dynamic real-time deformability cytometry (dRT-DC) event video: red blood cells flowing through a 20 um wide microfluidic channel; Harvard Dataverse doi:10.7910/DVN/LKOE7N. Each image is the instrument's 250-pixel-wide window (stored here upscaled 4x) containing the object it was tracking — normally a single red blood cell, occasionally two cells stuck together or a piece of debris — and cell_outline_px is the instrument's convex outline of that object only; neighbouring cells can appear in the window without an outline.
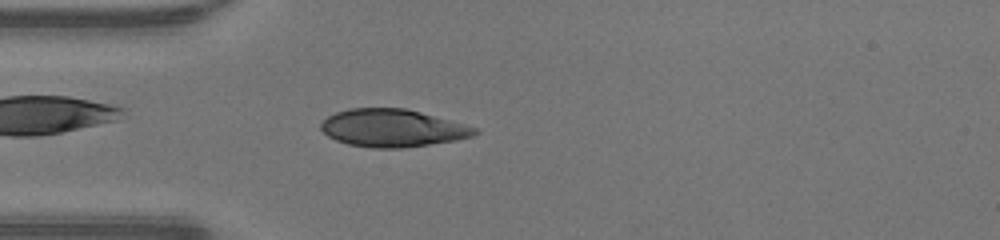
{"species": "human", "species_latin": "Homo sapiens", "temperature_condition": "warm", "stored_images_in_passage": 46, "camera_frame_rate_fps": 3000, "um_per_image_px": 0.085, "donor": {"sex": "male"}, "frame": {"image": 1, "passage_image": 12, "time_ms": 3.667, "image_size_px": [1000, 240], "cell_outline_px": [[480, 132], [472, 136], [456, 140], [404, 148], [372, 148], [348, 144], [336, 140], [328, 136], [320, 128], [320, 124], [328, 116], [336, 112], [348, 108], [404, 108], [420, 112], [464, 124], [476, 128]], "centroid_in_image_um": [33.34, 10.89], "position_along_channel_um": 51.7, "area_um2": 33.58}}
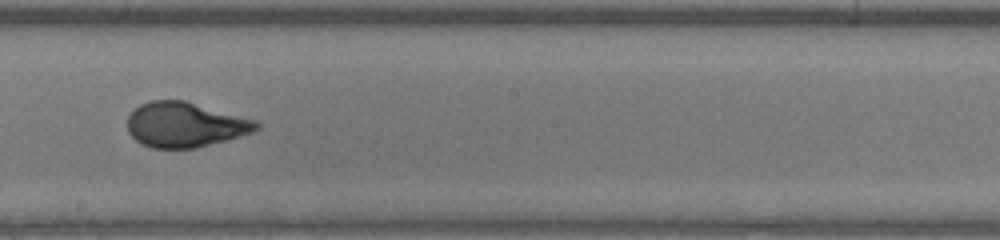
{"frame": {"image": 2, "passage_image": 25, "time_ms": 8.0, "image_size_px": [1000, 240], "cell_outline_px": [[260, 128], [252, 132], [196, 148], [152, 148], [136, 140], [128, 132], [128, 116], [140, 104], [152, 100], [184, 100], [256, 120], [260, 124]], "centroid_in_image_um": [15.73, 10.59], "position_along_channel_um": 232.5, "area_um2": 33.47}}
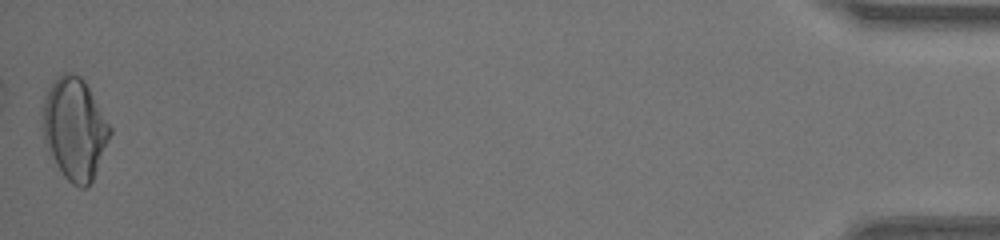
{"frame": {"image": 3, "passage_image": 46, "time_ms": 15.0, "image_size_px": [1000, 240], "cell_outline_px": [[112, 132], [92, 180], [84, 188], [80, 188], [72, 184], [64, 176], [56, 164], [44, 144], [44, 100], [52, 84], [64, 72], [72, 72], [80, 76], [84, 80], [112, 128]], "centroid_in_image_um": [6.36, 10.96], "position_along_channel_um": 428.8, "area_um2": 39.13}, "authors_computed_cell_mechanics": {"area_um2": 33.8997, "velocity_mm_per_s": 4.3156, "shape_relaxation_time_tau1_ms": 5.0815, "shape_relaxation_time_tau2_ms": null, "deformation_change_tau1": 0.2332, "deformation_change_tau2": null}}